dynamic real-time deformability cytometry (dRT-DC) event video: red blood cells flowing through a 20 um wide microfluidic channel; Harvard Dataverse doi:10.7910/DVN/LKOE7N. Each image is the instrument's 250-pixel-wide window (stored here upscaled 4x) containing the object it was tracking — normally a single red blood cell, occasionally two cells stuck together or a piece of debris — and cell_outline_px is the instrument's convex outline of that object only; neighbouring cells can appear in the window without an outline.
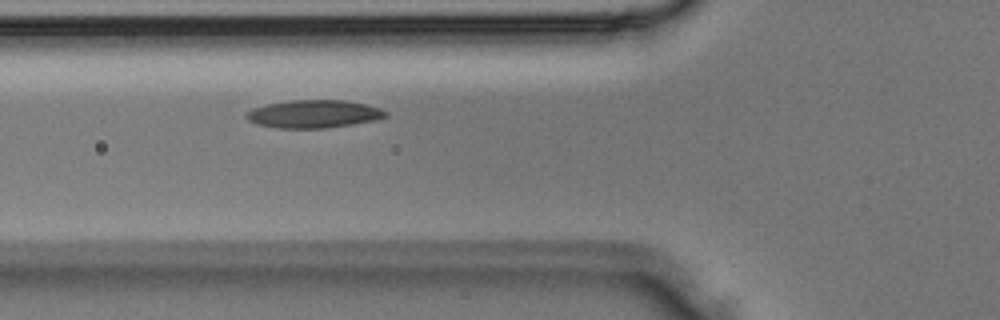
{"species": "Egyptian fruit bat (a non-hibernating species)", "species_latin": "Rousettus aegyptiacus", "temperature_condition": "room temperature", "stored_images_in_passage": 5, "camera_frame_rate_fps": 3000, "um_per_image_px": 0.085, "animal": {"sex": "male"}, "frame": {"image": 1, "passage_image": 5, "time_ms": 1.333, "image_size_px": [1000, 320], "cell_outline_px": [[388, 116], [376, 120], [352, 124], [324, 128], [280, 128], [256, 124], [248, 120], [244, 116], [248, 112], [256, 108], [268, 104], [288, 100], [344, 100], [364, 104], [380, 108], [388, 112]], "centroid_in_image_um": [26.69, 9.69], "position_along_channel_um": 99.1, "area_um2": 22.48}}